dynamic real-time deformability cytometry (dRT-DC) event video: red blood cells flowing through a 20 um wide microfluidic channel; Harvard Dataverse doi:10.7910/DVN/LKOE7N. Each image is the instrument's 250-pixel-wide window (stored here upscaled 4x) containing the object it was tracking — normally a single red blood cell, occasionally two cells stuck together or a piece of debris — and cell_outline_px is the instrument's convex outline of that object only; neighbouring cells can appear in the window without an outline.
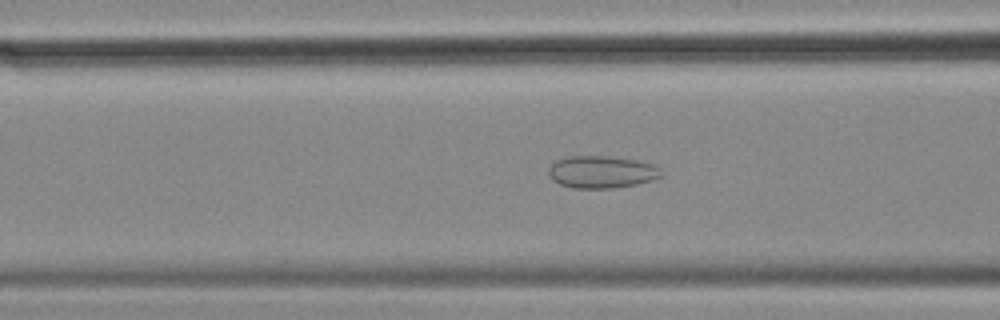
{"species": "common noctule bat (a hibernating species)", "species_latin": "Nyctalus noctula", "temperature_condition": "cold", "stored_images_in_passage": 45, "camera_frame_rate_fps": 3000, "um_per_image_px": 0.085, "animal": {"sex": "female", "body_mass_g": 18.4}, "frame": {"image": 1, "passage_image": 10, "time_ms": 3.0, "image_size_px": [1000, 320], "cell_outline_px": [[660, 176], [652, 180], [636, 184], [612, 188], [572, 188], [560, 184], [552, 180], [548, 176], [548, 168], [556, 160], [568, 156], [608, 156], [636, 160], [652, 164], [656, 168]], "centroid_in_image_um": [51.05, 14.62], "position_along_channel_um": 115.6, "area_um2": 20.98}}
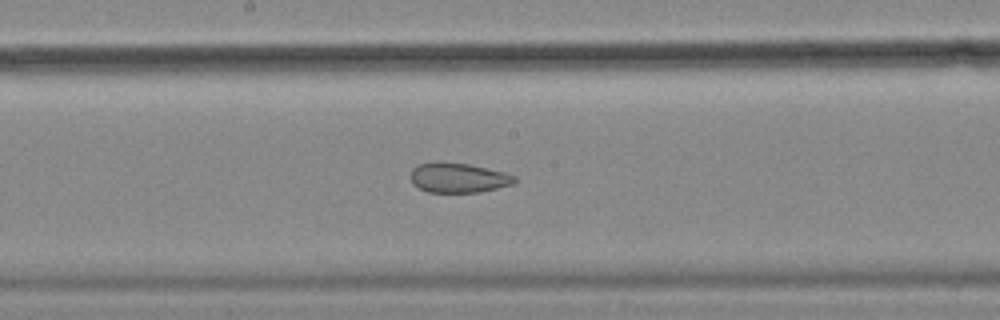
{"frame": {"image": 2, "passage_image": 18, "time_ms": 5.667, "image_size_px": [1000, 320], "cell_outline_px": [[516, 180], [512, 184], [480, 192], [428, 192], [412, 184], [412, 168], [420, 164], [468, 164], [504, 172], [516, 176]], "centroid_in_image_um": [38.99, 15.14], "position_along_channel_um": 209.2, "area_um2": 17.34}}
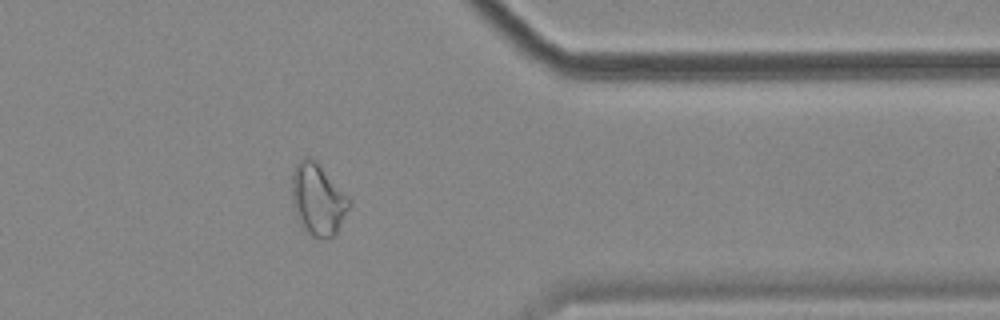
{"frame": {"image": 3, "passage_image": 34, "time_ms": 11.0, "image_size_px": [1000, 320], "cell_outline_px": [[352, 200], [336, 232], [332, 236], [312, 236], [304, 232], [296, 216], [292, 204], [292, 172], [296, 164], [304, 156], [312, 156], [320, 164]], "centroid_in_image_um": [26.99, 16.89], "position_along_channel_um": 384.4, "area_um2": 23.93}, "authors_computed_cell_mechanics": {"area_um2": 21.5594, "velocity_mm_per_s": 3.5184, "shape_relaxation_time_tau1_ms": null, "shape_relaxation_time_tau2_ms": 2.1293, "deformation_change_tau1": null, "deformation_change_tau2": 0.0848}}